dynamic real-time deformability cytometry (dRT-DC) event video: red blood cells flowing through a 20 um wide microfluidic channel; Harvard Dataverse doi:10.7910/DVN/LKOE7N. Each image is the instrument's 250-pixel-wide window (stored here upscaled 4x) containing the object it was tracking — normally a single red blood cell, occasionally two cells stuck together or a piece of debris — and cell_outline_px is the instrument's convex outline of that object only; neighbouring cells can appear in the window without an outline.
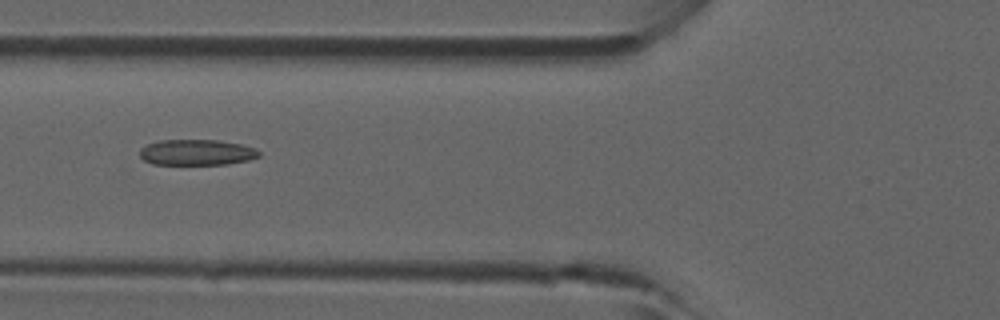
{"species": "common noctule bat (a hibernating species)", "species_latin": "Nyctalus noctula", "temperature_condition": "room temperature", "stored_images_in_passage": 35, "camera_frame_rate_fps": 3000, "um_per_image_px": 0.085, "animal": {"sex": "male", "forearm_length_mm": 52.5}, "frame": {"image": 1, "passage_image": 6, "time_ms": 1.667, "image_size_px": [1000, 320], "cell_outline_px": [[260, 156], [248, 160], [228, 164], [152, 164], [144, 160], [140, 156], [140, 148], [148, 144], [160, 140], [216, 140], [240, 144], [256, 148], [260, 152]], "centroid_in_image_um": [16.72, 12.95], "position_along_channel_um": 109.1, "area_um2": 17.86}}
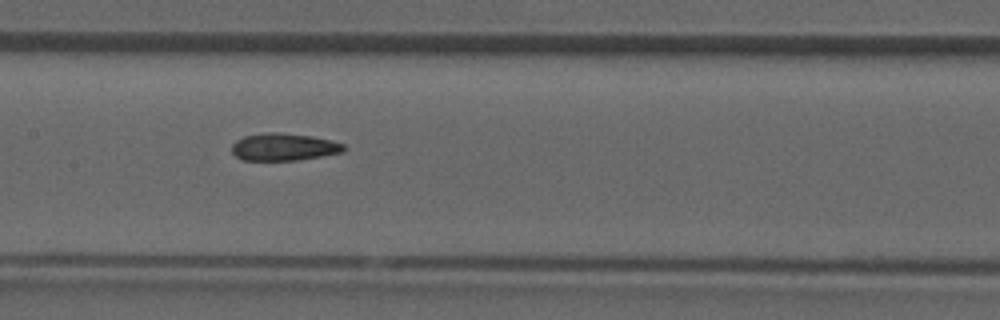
{"frame": {"image": 2, "passage_image": 11, "time_ms": 3.333, "image_size_px": [1000, 320], "cell_outline_px": [[344, 152], [296, 160], [244, 160], [236, 156], [232, 152], [232, 144], [236, 140], [244, 136], [264, 132], [280, 132], [312, 136], [332, 140], [344, 144]], "centroid_in_image_um": [24.11, 12.48], "position_along_channel_um": 183.3, "area_um2": 17.86}}